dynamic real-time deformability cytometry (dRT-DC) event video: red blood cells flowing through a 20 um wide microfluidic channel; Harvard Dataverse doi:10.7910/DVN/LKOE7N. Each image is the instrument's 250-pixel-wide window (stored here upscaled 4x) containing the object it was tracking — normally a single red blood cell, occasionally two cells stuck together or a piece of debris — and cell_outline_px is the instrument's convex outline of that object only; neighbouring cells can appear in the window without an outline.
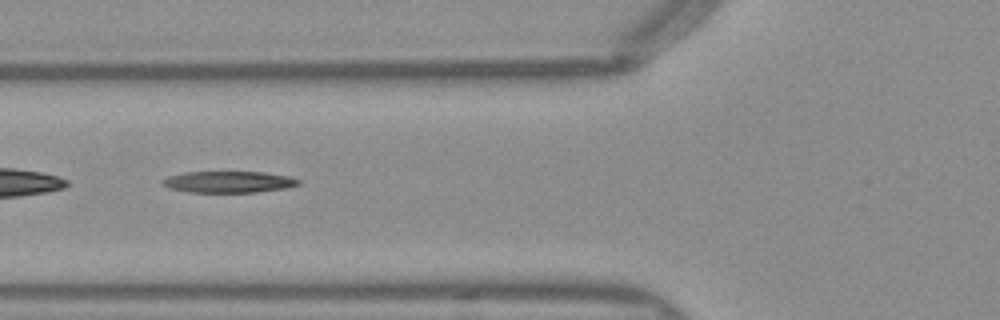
{"species": "Egyptian fruit bat (a non-hibernating species)", "species_latin": "Rousettus aegyptiacus", "temperature_condition": "warm", "stored_images_in_passage": 50, "segment_of_instrument_passage": [2, 2], "camera_frame_rate_fps": 3000, "um_per_image_px": 0.085, "frame": {"image": 1, "passage_image": 19, "time_ms": 6.0, "image_size_px": [1000, 320], "cell_outline_px": [[300, 184], [288, 188], [256, 192], [188, 192], [168, 188], [160, 184], [160, 180], [168, 176], [184, 172], [264, 172], [288, 176], [300, 180]], "centroid_in_image_um": [19.39, 15.46], "position_along_channel_um": 106.4, "area_um2": 17.17}}
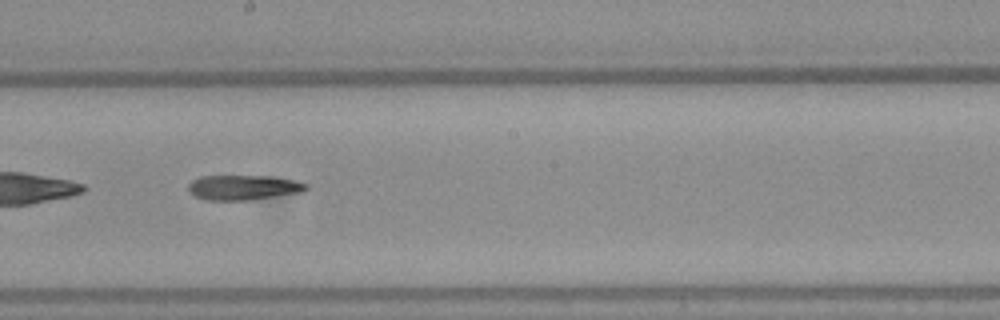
{"frame": {"image": 2, "passage_image": 28, "time_ms": 9.0, "image_size_px": [1000, 320], "cell_outline_px": [[308, 188], [304, 192], [248, 200], [208, 200], [196, 196], [188, 188], [188, 184], [192, 180], [200, 176], [268, 176], [296, 180], [308, 184]], "centroid_in_image_um": [20.73, 15.93], "position_along_channel_um": 227.5, "area_um2": 17.05}}
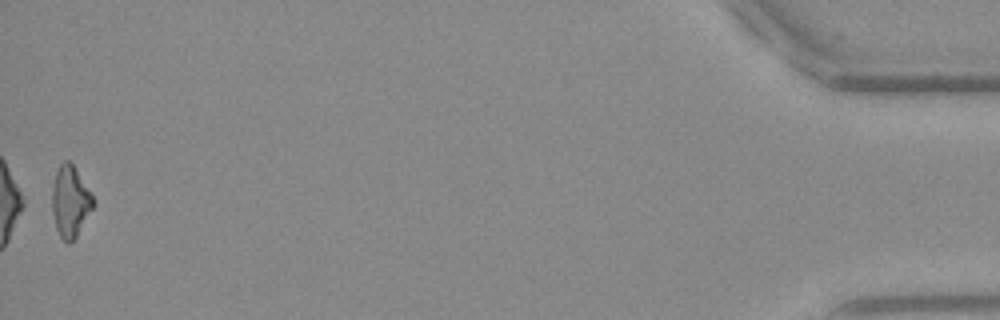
{"frame": {"image": 3, "passage_image": 50, "time_ms": 16.333, "image_size_px": [1000, 320], "cell_outline_px": [[96, 204], [76, 236], [68, 244], [60, 236], [56, 228], [52, 212], [52, 188], [56, 172], [60, 164], [64, 160], [68, 160], [72, 164], [96, 200]], "centroid_in_image_um": [5.98, 17.13], "position_along_channel_um": 429.2, "area_um2": 16.99}}